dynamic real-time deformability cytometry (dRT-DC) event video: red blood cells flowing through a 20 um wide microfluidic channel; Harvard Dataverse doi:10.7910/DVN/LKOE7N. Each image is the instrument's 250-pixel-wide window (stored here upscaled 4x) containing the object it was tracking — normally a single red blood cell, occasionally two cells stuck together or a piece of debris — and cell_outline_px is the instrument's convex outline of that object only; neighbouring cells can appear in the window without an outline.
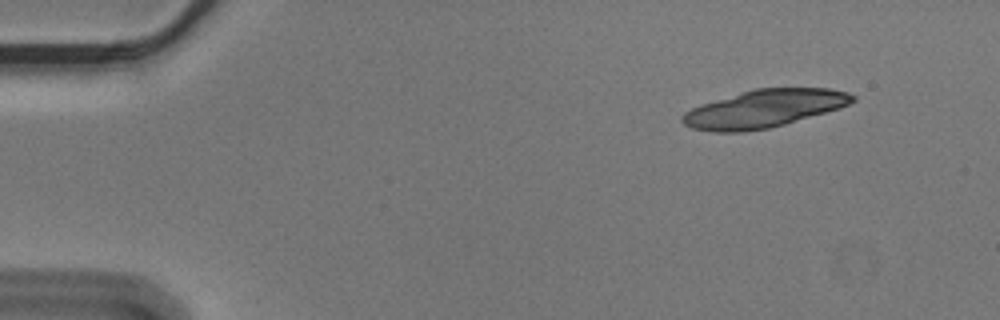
{"species": "Egyptian fruit bat (a non-hibernating species)", "species_latin": "Rousettus aegyptiacus", "temperature_condition": "cold", "stored_images_in_passage": 14, "camera_frame_rate_fps": 3000, "um_per_image_px": 0.085, "animal": {"sex": "male"}, "frame": {"image": 1, "passage_image": 1, "time_ms": 0.0, "image_size_px": [1000, 320], "cell_outline_px": [[856, 100], [840, 108], [784, 124], [768, 128], [744, 132], [712, 132], [692, 128], [684, 124], [680, 120], [680, 116], [684, 112], [700, 104], [752, 88], [828, 88], [848, 92], [856, 96]], "centroid_in_image_um": [64.91, 9.23], "position_along_channel_um": 20.1, "area_um2": 37.57}}